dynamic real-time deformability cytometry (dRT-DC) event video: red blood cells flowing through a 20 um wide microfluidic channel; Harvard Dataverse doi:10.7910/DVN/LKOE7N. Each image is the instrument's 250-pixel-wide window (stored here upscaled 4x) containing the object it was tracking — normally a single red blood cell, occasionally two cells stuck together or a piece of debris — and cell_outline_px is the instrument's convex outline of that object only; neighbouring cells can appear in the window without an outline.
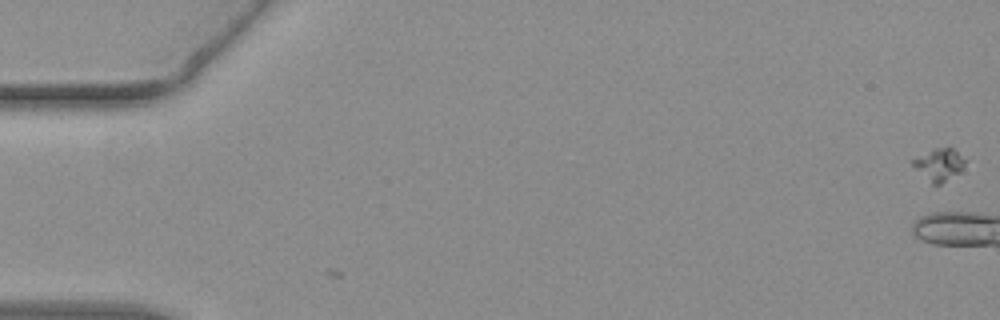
{"species": "common noctule bat (a hibernating species)", "species_latin": "Nyctalus noctula", "temperature_condition": "warm", "stored_images_in_passage": 2, "camera_frame_rate_fps": 3000, "um_per_image_px": 0.085, "animal": {"sex": "female", "body_mass_g": 19.3, "forearm_length_mm": 54.1}, "frame": {"image": 1, "passage_image": 1, "time_ms": 0.0, "image_size_px": [1000, 320], "cell_outline_px": [[968, 160], [964, 172], [940, 184], [932, 184], [912, 164], [912, 160], [932, 148], [952, 148]], "centroid_in_image_um": [79.93, 13.99], "position_along_channel_um": 5.1, "area_um2": 10.0}}